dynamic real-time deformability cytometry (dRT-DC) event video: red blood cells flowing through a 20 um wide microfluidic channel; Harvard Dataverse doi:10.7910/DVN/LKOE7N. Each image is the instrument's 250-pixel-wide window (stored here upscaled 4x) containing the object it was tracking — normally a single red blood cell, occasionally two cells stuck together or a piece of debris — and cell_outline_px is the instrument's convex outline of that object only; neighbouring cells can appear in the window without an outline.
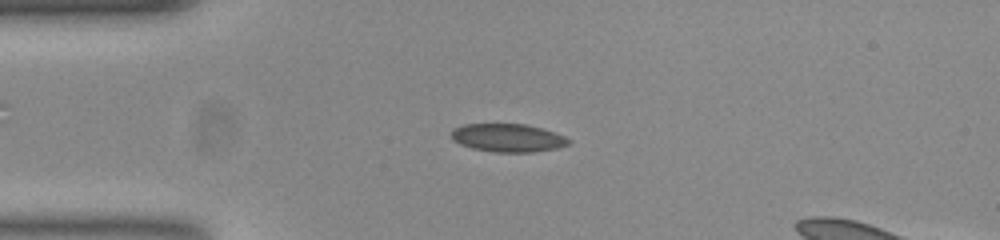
{"species": "common noctule bat (a hibernating species)", "species_latin": "Nyctalus noctula", "temperature_condition": "room temperature", "stored_images_in_passage": 50, "camera_frame_rate_fps": 3000, "um_per_image_px": 0.085, "animal": {"sex": "female", "body_mass_g": 23.0, "forearm_length_mm": 53.4}, "frame": {"image": 1, "passage_image": 12, "time_ms": 3.667, "image_size_px": [1000, 240], "cell_outline_px": [[572, 140], [568, 144], [556, 148], [532, 152], [496, 152], [472, 148], [460, 144], [452, 140], [452, 128], [464, 124], [528, 124], [564, 136]], "centroid_in_image_um": [43.14, 11.71], "position_along_channel_um": 41.9, "area_um2": 19.13}}
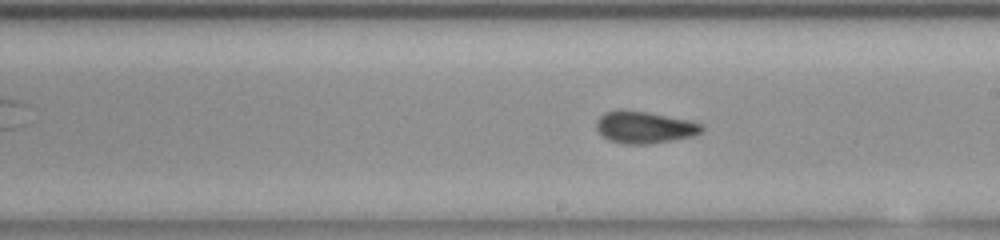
{"frame": {"image": 2, "passage_image": 29, "time_ms": 9.333, "image_size_px": [1000, 240], "cell_outline_px": [[704, 128], [700, 132], [692, 136], [648, 144], [624, 144], [608, 140], [596, 128], [596, 120], [604, 112], [648, 112], [688, 120], [700, 124]], "centroid_in_image_um": [54.77, 10.85], "position_along_channel_um": 234.2, "area_um2": 18.96}}
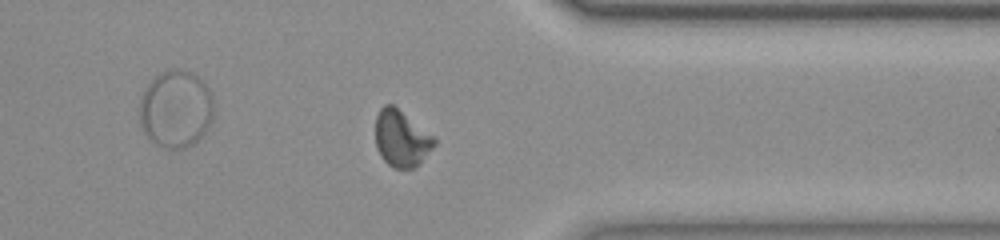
{"frame": {"image": 3, "passage_image": 41, "time_ms": 13.333, "image_size_px": [1000, 240], "cell_outline_px": [[436, 144], [420, 164], [412, 168], [396, 168], [388, 164], [384, 160], [376, 144], [376, 116], [380, 108], [384, 104], [392, 104], [432, 136], [436, 140]], "centroid_in_image_um": [34.11, 11.78], "position_along_channel_um": 377.3, "area_um2": 18.9}, "authors_computed_cell_mechanics": {"area_um2": 18.9006, "velocity_mm_per_s": 3.7669, "shape_relaxation_time_tau1_ms": null, "shape_relaxation_time_tau2_ms": 1.9527, "deformation_change_tau1": null, "deformation_change_tau2": 0.0804}}